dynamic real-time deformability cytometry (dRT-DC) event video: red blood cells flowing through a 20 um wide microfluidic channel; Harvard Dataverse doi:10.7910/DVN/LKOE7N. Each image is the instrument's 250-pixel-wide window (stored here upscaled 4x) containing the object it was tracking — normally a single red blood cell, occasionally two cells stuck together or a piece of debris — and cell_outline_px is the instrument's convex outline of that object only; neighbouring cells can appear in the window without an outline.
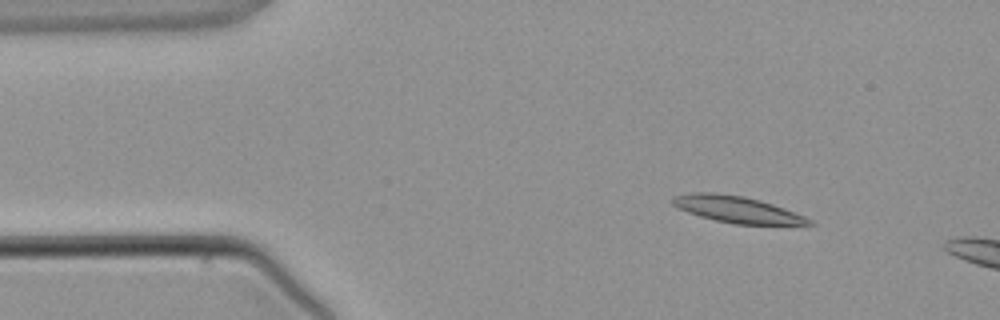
{"species": "common noctule bat (a hibernating species)", "species_latin": "Nyctalus noctula", "temperature_condition": "warm", "stored_images_in_passage": 3, "camera_frame_rate_fps": 3000, "um_per_image_px": 0.085, "animal": {"sex": "male", "body_mass_g": 21.5, "forearm_length_mm": 52.0}, "frame": {"image": 1, "passage_image": 2, "time_ms": 1.0, "image_size_px": [1000, 320], "cell_outline_px": [[816, 224], [732, 224], [700, 216], [676, 208], [672, 204], [672, 196], [692, 192], [712, 192], [744, 196], [760, 200], [784, 208], [804, 216], [812, 220]], "centroid_in_image_um": [62.59, 17.79], "position_along_channel_um": 22.4, "area_um2": 20.98}}